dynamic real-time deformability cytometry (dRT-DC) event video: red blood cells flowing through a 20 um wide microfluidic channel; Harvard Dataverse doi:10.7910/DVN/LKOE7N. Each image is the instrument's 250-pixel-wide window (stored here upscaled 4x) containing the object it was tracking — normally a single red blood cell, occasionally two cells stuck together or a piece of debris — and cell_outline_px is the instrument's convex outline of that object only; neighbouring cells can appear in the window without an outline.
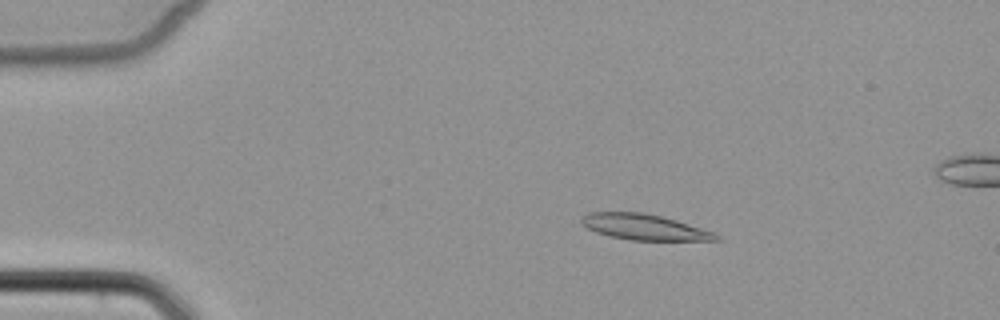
{"species": "common noctule bat (a hibernating species)", "species_latin": "Nyctalus noctula", "temperature_condition": "cold", "stored_images_in_passage": 5, "camera_frame_rate_fps": 3000, "um_per_image_px": 0.085, "animal": {"sex": "female", "body_mass_g": 22.7, "forearm_length_mm": 54.2}, "frame": {"image": 1, "passage_image": 3, "time_ms": 3.333, "image_size_px": [1000, 320], "cell_outline_px": [[724, 240], [632, 240], [608, 236], [596, 232], [580, 224], [580, 220], [588, 212], [644, 212], [676, 220], [716, 232]], "centroid_in_image_um": [54.78, 19.3], "position_along_channel_um": 30.2, "area_um2": 20.29}}